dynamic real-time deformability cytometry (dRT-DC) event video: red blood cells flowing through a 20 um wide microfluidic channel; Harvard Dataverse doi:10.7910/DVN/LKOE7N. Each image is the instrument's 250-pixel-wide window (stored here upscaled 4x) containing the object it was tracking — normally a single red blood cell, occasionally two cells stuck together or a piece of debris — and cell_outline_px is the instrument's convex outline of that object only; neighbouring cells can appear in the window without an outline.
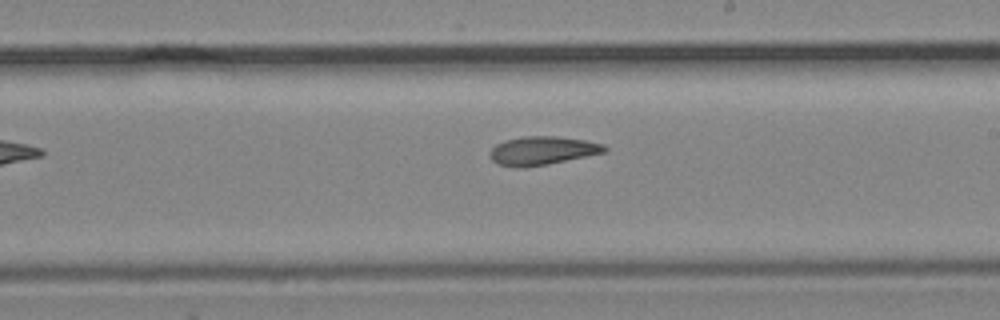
{"species": "common noctule bat (a hibernating species)", "species_latin": "Nyctalus noctula", "temperature_condition": "cold", "stored_images_in_passage": 8, "camera_frame_rate_fps": 3000, "um_per_image_px": 0.085, "animal": {"sex": "male", "body_mass_g": 19.2, "forearm_length_mm": 51.8}, "frame": {"image": 1, "passage_image": 8, "time_ms": 2.333, "image_size_px": [1000, 320], "cell_outline_px": [[608, 148], [604, 152], [548, 164], [524, 168], [516, 168], [500, 164], [492, 160], [488, 152], [496, 144], [504, 140], [524, 136], [556, 136], [584, 140], [604, 144]], "centroid_in_image_um": [46.06, 12.8], "position_along_channel_um": 242.9, "area_um2": 19.02}}